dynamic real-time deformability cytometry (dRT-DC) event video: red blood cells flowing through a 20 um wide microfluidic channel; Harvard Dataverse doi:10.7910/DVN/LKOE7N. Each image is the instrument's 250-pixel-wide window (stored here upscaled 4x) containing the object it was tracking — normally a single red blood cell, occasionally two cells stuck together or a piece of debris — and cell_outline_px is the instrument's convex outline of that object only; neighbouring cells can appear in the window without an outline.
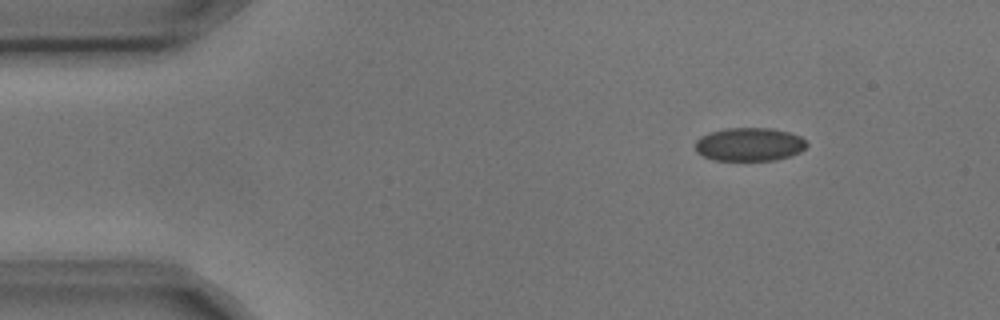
{"species": "common noctule bat (a hibernating species)", "species_latin": "Nyctalus noctula", "temperature_condition": "cold", "stored_images_in_passage": 11, "camera_frame_rate_fps": 3000, "um_per_image_px": 0.085, "animal": {"sex": "male", "body_mass_g": 17.9, "forearm_length_mm": 54.2}, "frame": {"image": 1, "passage_image": 1, "time_ms": 0.0, "image_size_px": [1000, 320], "cell_outline_px": [[808, 144], [800, 152], [792, 156], [772, 160], [712, 160], [696, 152], [696, 140], [700, 136], [708, 132], [724, 128], [772, 128], [788, 132], [800, 136]], "centroid_in_image_um": [63.68, 12.26], "position_along_channel_um": 21.3, "area_um2": 21.79}}
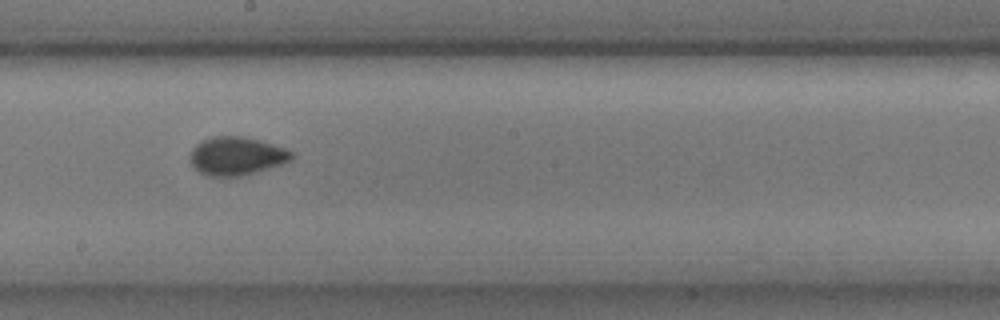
{"frame": {"image": 2, "passage_image": 7, "time_ms": 2.0, "image_size_px": [1000, 320], "cell_outline_px": [[296, 156], [292, 160], [256, 172], [224, 180], [208, 176], [200, 172], [188, 160], [192, 148], [196, 144], [212, 136], [244, 136], [272, 144], [284, 148], [292, 152]], "centroid_in_image_um": [20.07, 13.29], "position_along_channel_um": 228.1, "area_um2": 23.06}}
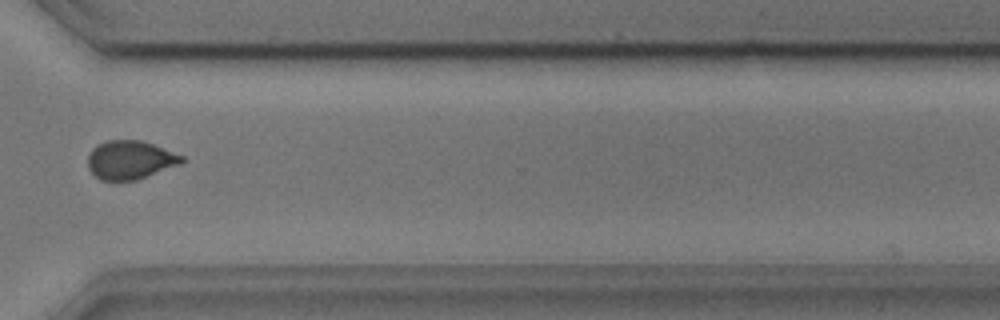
{"frame": {"image": 3, "passage_image": 10, "time_ms": 3.0, "image_size_px": [1000, 320], "cell_outline_px": [[184, 160], [180, 164], [136, 180], [100, 180], [88, 168], [88, 156], [92, 148], [96, 144], [108, 140], [140, 140], [152, 144], [184, 156]], "centroid_in_image_um": [11.04, 13.58], "position_along_channel_um": 359.6, "area_um2": 20.98}}